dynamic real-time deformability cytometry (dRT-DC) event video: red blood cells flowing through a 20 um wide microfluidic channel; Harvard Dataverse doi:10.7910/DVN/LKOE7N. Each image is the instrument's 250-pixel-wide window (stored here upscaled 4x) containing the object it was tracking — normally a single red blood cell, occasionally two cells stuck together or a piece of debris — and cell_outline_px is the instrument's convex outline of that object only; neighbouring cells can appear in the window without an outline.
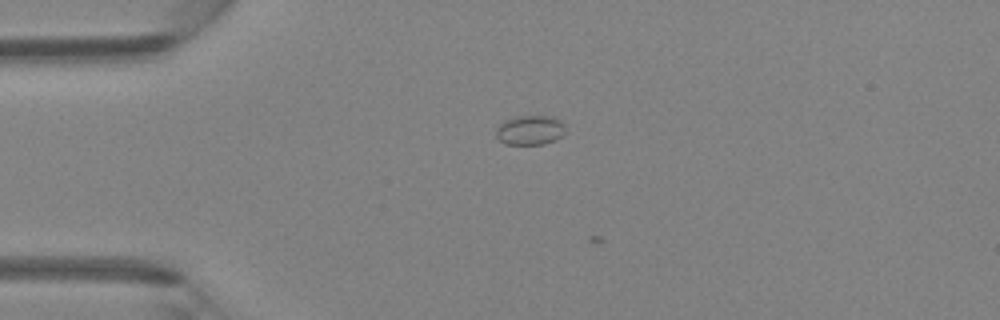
{"species": "Egyptian fruit bat (a non-hibernating species)", "species_latin": "Rousettus aegyptiacus", "temperature_condition": "room temperature", "stored_images_in_passage": 4, "camera_frame_rate_fps": 3000, "um_per_image_px": 0.085, "animal": {"sex": "female"}, "frame": {"image": 1, "passage_image": 1, "time_ms": 0.0, "image_size_px": [1000, 320], "cell_outline_px": [[564, 132], [556, 140], [544, 144], [504, 144], [496, 136], [496, 128], [504, 120], [516, 116], [552, 116], [560, 120], [564, 124]], "centroid_in_image_um": [45.04, 11.06], "position_along_channel_um": 40.0, "area_um2": 11.96}}